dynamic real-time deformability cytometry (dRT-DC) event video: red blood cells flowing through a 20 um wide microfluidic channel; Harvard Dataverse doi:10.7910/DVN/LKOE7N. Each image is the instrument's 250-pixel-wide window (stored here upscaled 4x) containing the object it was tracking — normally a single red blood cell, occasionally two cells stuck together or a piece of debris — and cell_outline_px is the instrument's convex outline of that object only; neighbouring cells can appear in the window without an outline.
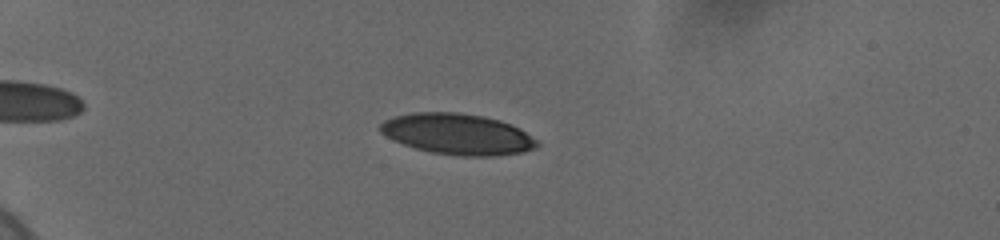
{"species": "human", "species_latin": "Homo sapiens", "temperature_condition": "cold", "stored_images_in_passage": 55, "camera_frame_rate_fps": 3000, "um_per_image_px": 0.085, "donor": {"sex": "female"}, "frame": {"image": 1, "passage_image": 14, "time_ms": 4.333, "image_size_px": [1000, 240], "cell_outline_px": [[540, 144], [536, 148], [524, 152], [496, 156], [460, 156], [432, 152], [416, 148], [404, 144], [380, 132], [380, 124], [384, 120], [392, 116], [412, 112], [460, 112], [484, 116], [500, 120], [512, 124], [520, 128], [540, 140]], "centroid_in_image_um": [38.96, 11.39], "position_along_channel_um": 46.0, "area_um2": 37.74}}
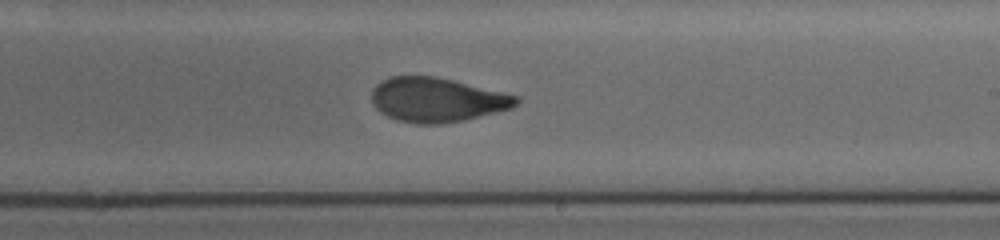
{"frame": {"image": 2, "passage_image": 35, "time_ms": 11.333, "image_size_px": [1000, 240], "cell_outline_px": [[520, 100], [512, 108], [464, 120], [440, 124], [416, 124], [396, 120], [380, 112], [372, 104], [372, 88], [376, 84], [392, 76], [436, 76], [504, 92], [520, 96]], "centroid_in_image_um": [37.14, 8.48], "position_along_channel_um": 251.9, "area_um2": 37.45}}
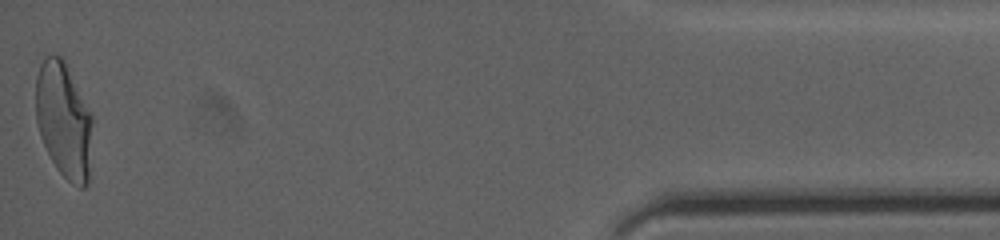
{"frame": {"image": 3, "passage_image": 55, "time_ms": 18.0, "image_size_px": [1000, 240], "cell_outline_px": [[92, 124], [88, 184], [84, 188], [80, 188], [72, 184], [56, 168], [40, 136], [36, 120], [36, 76], [40, 64], [44, 56], [60, 56], [68, 64], [92, 116]], "centroid_in_image_um": [5.42, 10.19], "position_along_channel_um": 429.8, "area_um2": 38.32}, "authors_computed_cell_mechanics": {"area_um2": 37.4544, "velocity_mm_per_s": 3.679, "shape_relaxation_time_tau1_ms": 4.8284, "shape_relaxation_time_tau2_ms": 1.2841, "deformation_change_tau1": 0.1858, "deformation_change_tau2": 0.0739}}